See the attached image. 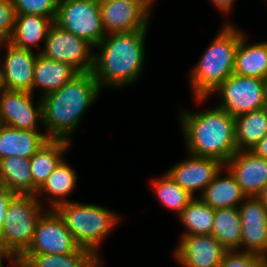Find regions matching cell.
Instances as JSON below:
<instances>
[{
    "label": "cell",
    "mask_w": 267,
    "mask_h": 267,
    "mask_svg": "<svg viewBox=\"0 0 267 267\" xmlns=\"http://www.w3.org/2000/svg\"><path fill=\"white\" fill-rule=\"evenodd\" d=\"M101 89L92 72L76 75L60 89L41 97L43 128L49 139L71 142L86 111L98 99Z\"/></svg>",
    "instance_id": "cell-1"
},
{
    "label": "cell",
    "mask_w": 267,
    "mask_h": 267,
    "mask_svg": "<svg viewBox=\"0 0 267 267\" xmlns=\"http://www.w3.org/2000/svg\"><path fill=\"white\" fill-rule=\"evenodd\" d=\"M148 30L106 34L95 47L92 73L101 89L132 85L143 74ZM142 72V73H141Z\"/></svg>",
    "instance_id": "cell-2"
},
{
    "label": "cell",
    "mask_w": 267,
    "mask_h": 267,
    "mask_svg": "<svg viewBox=\"0 0 267 267\" xmlns=\"http://www.w3.org/2000/svg\"><path fill=\"white\" fill-rule=\"evenodd\" d=\"M184 143L192 155L211 157L225 164L236 152L234 116L220 109L179 110Z\"/></svg>",
    "instance_id": "cell-3"
},
{
    "label": "cell",
    "mask_w": 267,
    "mask_h": 267,
    "mask_svg": "<svg viewBox=\"0 0 267 267\" xmlns=\"http://www.w3.org/2000/svg\"><path fill=\"white\" fill-rule=\"evenodd\" d=\"M221 27L189 72V81L197 104L206 101L234 73L237 45L244 31L227 22Z\"/></svg>",
    "instance_id": "cell-4"
},
{
    "label": "cell",
    "mask_w": 267,
    "mask_h": 267,
    "mask_svg": "<svg viewBox=\"0 0 267 267\" xmlns=\"http://www.w3.org/2000/svg\"><path fill=\"white\" fill-rule=\"evenodd\" d=\"M55 210L78 246L89 250L100 260L101 242L121 222L117 213L97 204L76 201L60 204Z\"/></svg>",
    "instance_id": "cell-5"
},
{
    "label": "cell",
    "mask_w": 267,
    "mask_h": 267,
    "mask_svg": "<svg viewBox=\"0 0 267 267\" xmlns=\"http://www.w3.org/2000/svg\"><path fill=\"white\" fill-rule=\"evenodd\" d=\"M36 195L17 194L8 205L2 233L8 261L19 258L30 246L39 218L48 209Z\"/></svg>",
    "instance_id": "cell-6"
},
{
    "label": "cell",
    "mask_w": 267,
    "mask_h": 267,
    "mask_svg": "<svg viewBox=\"0 0 267 267\" xmlns=\"http://www.w3.org/2000/svg\"><path fill=\"white\" fill-rule=\"evenodd\" d=\"M54 23L94 48L106 36L99 0H58Z\"/></svg>",
    "instance_id": "cell-7"
},
{
    "label": "cell",
    "mask_w": 267,
    "mask_h": 267,
    "mask_svg": "<svg viewBox=\"0 0 267 267\" xmlns=\"http://www.w3.org/2000/svg\"><path fill=\"white\" fill-rule=\"evenodd\" d=\"M216 92L220 96L217 107L234 117L267 107V81L263 79L233 73L212 94Z\"/></svg>",
    "instance_id": "cell-8"
},
{
    "label": "cell",
    "mask_w": 267,
    "mask_h": 267,
    "mask_svg": "<svg viewBox=\"0 0 267 267\" xmlns=\"http://www.w3.org/2000/svg\"><path fill=\"white\" fill-rule=\"evenodd\" d=\"M41 54L54 61L67 63L79 73L92 72L95 49L87 41L53 23Z\"/></svg>",
    "instance_id": "cell-9"
},
{
    "label": "cell",
    "mask_w": 267,
    "mask_h": 267,
    "mask_svg": "<svg viewBox=\"0 0 267 267\" xmlns=\"http://www.w3.org/2000/svg\"><path fill=\"white\" fill-rule=\"evenodd\" d=\"M79 248L63 218L47 209L39 218L30 246L23 254H67Z\"/></svg>",
    "instance_id": "cell-10"
},
{
    "label": "cell",
    "mask_w": 267,
    "mask_h": 267,
    "mask_svg": "<svg viewBox=\"0 0 267 267\" xmlns=\"http://www.w3.org/2000/svg\"><path fill=\"white\" fill-rule=\"evenodd\" d=\"M32 99L34 94L31 92L3 89L0 92V124L22 130L43 127L41 97L37 107Z\"/></svg>",
    "instance_id": "cell-11"
},
{
    "label": "cell",
    "mask_w": 267,
    "mask_h": 267,
    "mask_svg": "<svg viewBox=\"0 0 267 267\" xmlns=\"http://www.w3.org/2000/svg\"><path fill=\"white\" fill-rule=\"evenodd\" d=\"M7 45L5 57L1 61L0 69L3 89L26 91L33 94L34 67L38 53L14 46L9 41L0 42ZM2 62V64H1Z\"/></svg>",
    "instance_id": "cell-12"
},
{
    "label": "cell",
    "mask_w": 267,
    "mask_h": 267,
    "mask_svg": "<svg viewBox=\"0 0 267 267\" xmlns=\"http://www.w3.org/2000/svg\"><path fill=\"white\" fill-rule=\"evenodd\" d=\"M102 24L106 34L149 30L150 14L132 0H99Z\"/></svg>",
    "instance_id": "cell-13"
},
{
    "label": "cell",
    "mask_w": 267,
    "mask_h": 267,
    "mask_svg": "<svg viewBox=\"0 0 267 267\" xmlns=\"http://www.w3.org/2000/svg\"><path fill=\"white\" fill-rule=\"evenodd\" d=\"M174 257L182 267H218L227 253L211 234L181 236Z\"/></svg>",
    "instance_id": "cell-14"
},
{
    "label": "cell",
    "mask_w": 267,
    "mask_h": 267,
    "mask_svg": "<svg viewBox=\"0 0 267 267\" xmlns=\"http://www.w3.org/2000/svg\"><path fill=\"white\" fill-rule=\"evenodd\" d=\"M188 154L184 161L174 165L166 173L194 198L196 191L201 195L225 164L215 158Z\"/></svg>",
    "instance_id": "cell-15"
},
{
    "label": "cell",
    "mask_w": 267,
    "mask_h": 267,
    "mask_svg": "<svg viewBox=\"0 0 267 267\" xmlns=\"http://www.w3.org/2000/svg\"><path fill=\"white\" fill-rule=\"evenodd\" d=\"M241 251L267 257V209L257 197H247L238 207Z\"/></svg>",
    "instance_id": "cell-16"
},
{
    "label": "cell",
    "mask_w": 267,
    "mask_h": 267,
    "mask_svg": "<svg viewBox=\"0 0 267 267\" xmlns=\"http://www.w3.org/2000/svg\"><path fill=\"white\" fill-rule=\"evenodd\" d=\"M247 197H257L267 184V160L252 151H237L226 163Z\"/></svg>",
    "instance_id": "cell-17"
},
{
    "label": "cell",
    "mask_w": 267,
    "mask_h": 267,
    "mask_svg": "<svg viewBox=\"0 0 267 267\" xmlns=\"http://www.w3.org/2000/svg\"><path fill=\"white\" fill-rule=\"evenodd\" d=\"M48 140L40 129L22 130L0 124V160L11 156L30 158Z\"/></svg>",
    "instance_id": "cell-18"
},
{
    "label": "cell",
    "mask_w": 267,
    "mask_h": 267,
    "mask_svg": "<svg viewBox=\"0 0 267 267\" xmlns=\"http://www.w3.org/2000/svg\"><path fill=\"white\" fill-rule=\"evenodd\" d=\"M226 176L221 177V173ZM200 199L214 210L221 208H238L247 198L235 177L227 168H223L199 195Z\"/></svg>",
    "instance_id": "cell-19"
},
{
    "label": "cell",
    "mask_w": 267,
    "mask_h": 267,
    "mask_svg": "<svg viewBox=\"0 0 267 267\" xmlns=\"http://www.w3.org/2000/svg\"><path fill=\"white\" fill-rule=\"evenodd\" d=\"M78 74L71 65L54 61L38 53L34 67L33 94L38 88L41 90L40 97L58 90Z\"/></svg>",
    "instance_id": "cell-20"
},
{
    "label": "cell",
    "mask_w": 267,
    "mask_h": 267,
    "mask_svg": "<svg viewBox=\"0 0 267 267\" xmlns=\"http://www.w3.org/2000/svg\"><path fill=\"white\" fill-rule=\"evenodd\" d=\"M71 142L62 139H49L30 157V169L33 178V195L46 182L47 178L64 159V152Z\"/></svg>",
    "instance_id": "cell-21"
},
{
    "label": "cell",
    "mask_w": 267,
    "mask_h": 267,
    "mask_svg": "<svg viewBox=\"0 0 267 267\" xmlns=\"http://www.w3.org/2000/svg\"><path fill=\"white\" fill-rule=\"evenodd\" d=\"M54 21L49 17L33 14H17L13 33L8 40L14 46L34 51L35 46L41 51V41L45 43L49 29Z\"/></svg>",
    "instance_id": "cell-22"
},
{
    "label": "cell",
    "mask_w": 267,
    "mask_h": 267,
    "mask_svg": "<svg viewBox=\"0 0 267 267\" xmlns=\"http://www.w3.org/2000/svg\"><path fill=\"white\" fill-rule=\"evenodd\" d=\"M246 36L237 45L234 74L267 81V41L249 44Z\"/></svg>",
    "instance_id": "cell-23"
},
{
    "label": "cell",
    "mask_w": 267,
    "mask_h": 267,
    "mask_svg": "<svg viewBox=\"0 0 267 267\" xmlns=\"http://www.w3.org/2000/svg\"><path fill=\"white\" fill-rule=\"evenodd\" d=\"M63 159L56 169L47 178L46 182L37 191L36 197L40 203L39 196H46L48 202V209H56L60 204L70 202L65 197L70 195L76 187L77 174L75 169H72L70 164H67Z\"/></svg>",
    "instance_id": "cell-24"
},
{
    "label": "cell",
    "mask_w": 267,
    "mask_h": 267,
    "mask_svg": "<svg viewBox=\"0 0 267 267\" xmlns=\"http://www.w3.org/2000/svg\"><path fill=\"white\" fill-rule=\"evenodd\" d=\"M237 151H251L267 134V107L234 117Z\"/></svg>",
    "instance_id": "cell-25"
},
{
    "label": "cell",
    "mask_w": 267,
    "mask_h": 267,
    "mask_svg": "<svg viewBox=\"0 0 267 267\" xmlns=\"http://www.w3.org/2000/svg\"><path fill=\"white\" fill-rule=\"evenodd\" d=\"M19 259L29 267H103L101 260L81 247L67 254H22Z\"/></svg>",
    "instance_id": "cell-26"
},
{
    "label": "cell",
    "mask_w": 267,
    "mask_h": 267,
    "mask_svg": "<svg viewBox=\"0 0 267 267\" xmlns=\"http://www.w3.org/2000/svg\"><path fill=\"white\" fill-rule=\"evenodd\" d=\"M0 183L21 195H33L30 158L6 157L0 160Z\"/></svg>",
    "instance_id": "cell-27"
},
{
    "label": "cell",
    "mask_w": 267,
    "mask_h": 267,
    "mask_svg": "<svg viewBox=\"0 0 267 267\" xmlns=\"http://www.w3.org/2000/svg\"><path fill=\"white\" fill-rule=\"evenodd\" d=\"M213 235L227 251H241V218L238 208L215 210Z\"/></svg>",
    "instance_id": "cell-28"
},
{
    "label": "cell",
    "mask_w": 267,
    "mask_h": 267,
    "mask_svg": "<svg viewBox=\"0 0 267 267\" xmlns=\"http://www.w3.org/2000/svg\"><path fill=\"white\" fill-rule=\"evenodd\" d=\"M197 197H194L178 216L186 228L182 236L212 233L215 210Z\"/></svg>",
    "instance_id": "cell-29"
},
{
    "label": "cell",
    "mask_w": 267,
    "mask_h": 267,
    "mask_svg": "<svg viewBox=\"0 0 267 267\" xmlns=\"http://www.w3.org/2000/svg\"><path fill=\"white\" fill-rule=\"evenodd\" d=\"M151 185L161 205L168 210L174 211L177 216L181 214L193 199V196L185 191L167 173H164L160 178L153 179Z\"/></svg>",
    "instance_id": "cell-30"
},
{
    "label": "cell",
    "mask_w": 267,
    "mask_h": 267,
    "mask_svg": "<svg viewBox=\"0 0 267 267\" xmlns=\"http://www.w3.org/2000/svg\"><path fill=\"white\" fill-rule=\"evenodd\" d=\"M16 14H33L49 17L53 21L56 17L58 0H11Z\"/></svg>",
    "instance_id": "cell-31"
},
{
    "label": "cell",
    "mask_w": 267,
    "mask_h": 267,
    "mask_svg": "<svg viewBox=\"0 0 267 267\" xmlns=\"http://www.w3.org/2000/svg\"><path fill=\"white\" fill-rule=\"evenodd\" d=\"M218 267H267V257L239 250L227 251Z\"/></svg>",
    "instance_id": "cell-32"
},
{
    "label": "cell",
    "mask_w": 267,
    "mask_h": 267,
    "mask_svg": "<svg viewBox=\"0 0 267 267\" xmlns=\"http://www.w3.org/2000/svg\"><path fill=\"white\" fill-rule=\"evenodd\" d=\"M16 10L11 0H0V42H7L14 30Z\"/></svg>",
    "instance_id": "cell-33"
},
{
    "label": "cell",
    "mask_w": 267,
    "mask_h": 267,
    "mask_svg": "<svg viewBox=\"0 0 267 267\" xmlns=\"http://www.w3.org/2000/svg\"><path fill=\"white\" fill-rule=\"evenodd\" d=\"M17 194L10 191L5 185L0 183V226L2 227L5 218H6V211L8 208V205L10 204L11 200L16 196Z\"/></svg>",
    "instance_id": "cell-34"
},
{
    "label": "cell",
    "mask_w": 267,
    "mask_h": 267,
    "mask_svg": "<svg viewBox=\"0 0 267 267\" xmlns=\"http://www.w3.org/2000/svg\"><path fill=\"white\" fill-rule=\"evenodd\" d=\"M255 155L267 160V134L251 150Z\"/></svg>",
    "instance_id": "cell-35"
},
{
    "label": "cell",
    "mask_w": 267,
    "mask_h": 267,
    "mask_svg": "<svg viewBox=\"0 0 267 267\" xmlns=\"http://www.w3.org/2000/svg\"><path fill=\"white\" fill-rule=\"evenodd\" d=\"M213 5L221 10V12H224V14L230 13L234 5L235 0H210Z\"/></svg>",
    "instance_id": "cell-36"
},
{
    "label": "cell",
    "mask_w": 267,
    "mask_h": 267,
    "mask_svg": "<svg viewBox=\"0 0 267 267\" xmlns=\"http://www.w3.org/2000/svg\"><path fill=\"white\" fill-rule=\"evenodd\" d=\"M134 2L139 3L150 15H152L153 5L155 4V0H132ZM154 3V4H153Z\"/></svg>",
    "instance_id": "cell-37"
},
{
    "label": "cell",
    "mask_w": 267,
    "mask_h": 267,
    "mask_svg": "<svg viewBox=\"0 0 267 267\" xmlns=\"http://www.w3.org/2000/svg\"><path fill=\"white\" fill-rule=\"evenodd\" d=\"M0 254L5 258V260H8V248L6 247L4 242L1 226H0Z\"/></svg>",
    "instance_id": "cell-38"
},
{
    "label": "cell",
    "mask_w": 267,
    "mask_h": 267,
    "mask_svg": "<svg viewBox=\"0 0 267 267\" xmlns=\"http://www.w3.org/2000/svg\"><path fill=\"white\" fill-rule=\"evenodd\" d=\"M257 198L263 203V205L267 209V184L264 186V188L261 190Z\"/></svg>",
    "instance_id": "cell-39"
},
{
    "label": "cell",
    "mask_w": 267,
    "mask_h": 267,
    "mask_svg": "<svg viewBox=\"0 0 267 267\" xmlns=\"http://www.w3.org/2000/svg\"><path fill=\"white\" fill-rule=\"evenodd\" d=\"M11 267H29L24 261L19 258H15L10 263Z\"/></svg>",
    "instance_id": "cell-40"
},
{
    "label": "cell",
    "mask_w": 267,
    "mask_h": 267,
    "mask_svg": "<svg viewBox=\"0 0 267 267\" xmlns=\"http://www.w3.org/2000/svg\"><path fill=\"white\" fill-rule=\"evenodd\" d=\"M3 259H5V258L0 254V267H4L3 266V263H4Z\"/></svg>",
    "instance_id": "cell-41"
},
{
    "label": "cell",
    "mask_w": 267,
    "mask_h": 267,
    "mask_svg": "<svg viewBox=\"0 0 267 267\" xmlns=\"http://www.w3.org/2000/svg\"><path fill=\"white\" fill-rule=\"evenodd\" d=\"M3 90V85H2V79H1V69H0V92Z\"/></svg>",
    "instance_id": "cell-42"
}]
</instances>
